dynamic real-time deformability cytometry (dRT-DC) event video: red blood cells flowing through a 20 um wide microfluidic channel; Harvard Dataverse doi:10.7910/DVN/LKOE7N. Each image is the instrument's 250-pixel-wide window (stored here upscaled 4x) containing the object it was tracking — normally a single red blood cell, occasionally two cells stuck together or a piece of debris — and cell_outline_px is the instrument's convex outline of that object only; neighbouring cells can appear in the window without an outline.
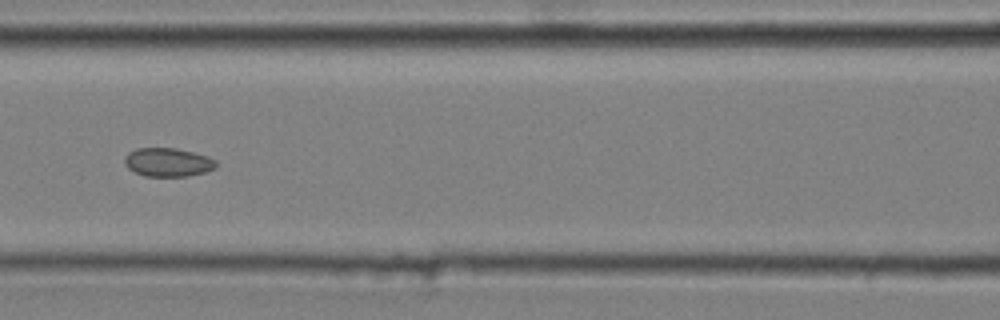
{"species": "common noctule bat (a hibernating species)", "species_latin": "Nyctalus noctula", "temperature_condition": "cold", "stored_images_in_passage": 9, "camera_frame_rate_fps": 3000, "um_per_image_px": 0.085, "animal": {"sex": "male", "body_mass_g": 20.4}, "frame": {"image": 1, "passage_image": 6, "time_ms": 1.667, "image_size_px": [1000, 320], "cell_outline_px": [[216, 168], [204, 172], [188, 176], [144, 176], [128, 168], [124, 164], [124, 156], [128, 152], [136, 148], [176, 148], [208, 156], [216, 160]], "centroid_in_image_um": [14.25, 13.78], "position_along_channel_um": 152.3, "area_um2": 15.32}}
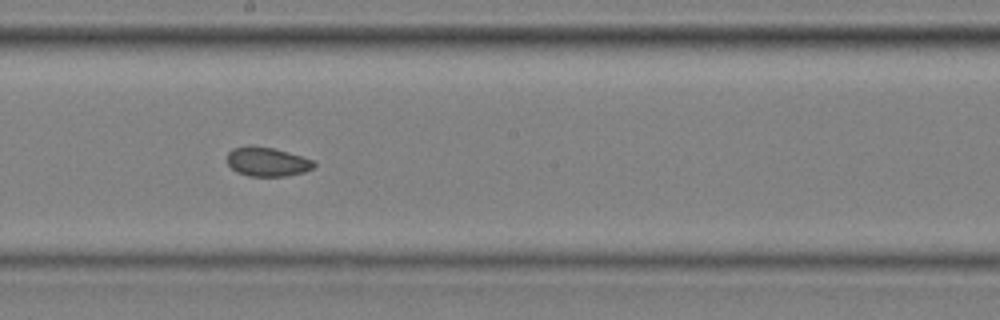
{"frame": {"image": 2, "passage_image": 8, "time_ms": 2.333, "image_size_px": [1000, 320], "cell_outline_px": [[316, 164], [312, 168], [304, 172], [284, 176], [248, 176], [236, 172], [228, 164], [228, 152], [232, 148], [248, 144], [252, 144], [272, 148], [288, 152], [312, 160]], "centroid_in_image_um": [22.66, 13.73], "position_along_channel_um": 225.5, "area_um2": 14.8}}
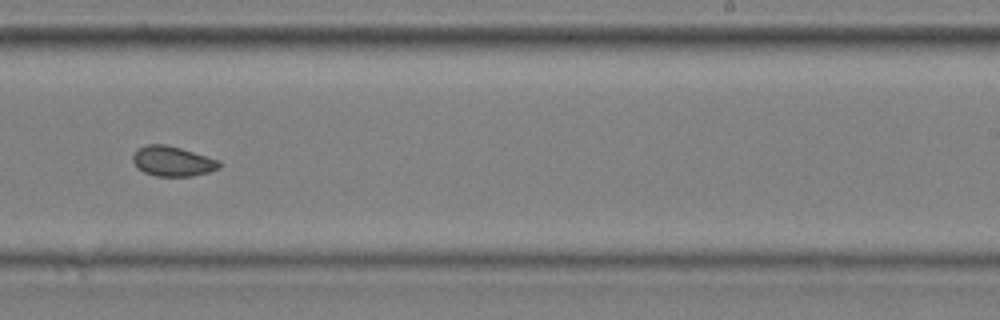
{"frame": {"image": 3, "passage_image": 9, "time_ms": 2.667, "image_size_px": [1000, 320], "cell_outline_px": [[220, 168], [208, 172], [192, 176], [156, 176], [144, 172], [136, 168], [132, 160], [132, 156], [136, 148], [148, 144], [164, 144], [180, 148], [220, 160]], "centroid_in_image_um": [14.63, 13.7], "position_along_channel_um": 274.4, "area_um2": 15.2}}